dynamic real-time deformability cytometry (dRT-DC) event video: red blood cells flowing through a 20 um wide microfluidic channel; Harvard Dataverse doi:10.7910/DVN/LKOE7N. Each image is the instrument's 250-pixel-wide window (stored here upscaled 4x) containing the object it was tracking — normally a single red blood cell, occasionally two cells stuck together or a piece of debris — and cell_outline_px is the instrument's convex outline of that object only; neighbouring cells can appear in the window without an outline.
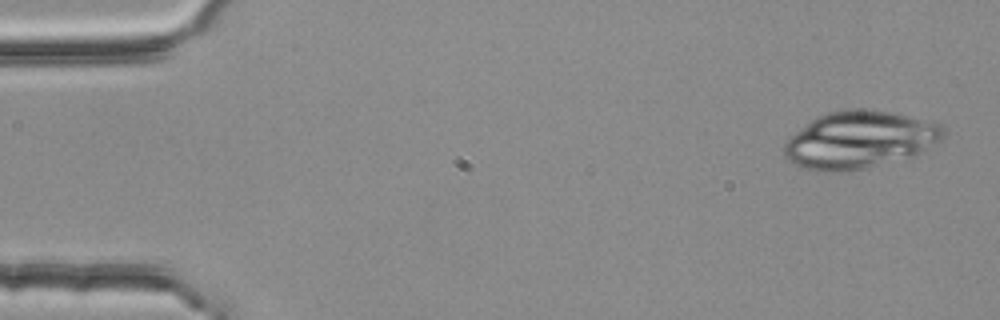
{"species": "common noctule bat (a hibernating species)", "species_latin": "Nyctalus noctula", "temperature_condition": "room temperature", "stored_images_in_passage": 4, "camera_frame_rate_fps": 3000, "um_per_image_px": 0.085, "animal": {"sex": "female", "body_mass_g": 25.1}, "frame": {"image": 1, "passage_image": 1, "time_ms": 0.0, "image_size_px": [1000, 320], "cell_outline_px": [[944, 136], [940, 140], [916, 156], [864, 168], [844, 172], [824, 172], [804, 168], [788, 160], [784, 156], [784, 144], [788, 136], [816, 116], [828, 112], [848, 108], [852, 108], [888, 112], [936, 120], [944, 128]], "centroid_in_image_um": [73.07, 11.88], "position_along_channel_um": 11.9, "area_um2": 53.58}}